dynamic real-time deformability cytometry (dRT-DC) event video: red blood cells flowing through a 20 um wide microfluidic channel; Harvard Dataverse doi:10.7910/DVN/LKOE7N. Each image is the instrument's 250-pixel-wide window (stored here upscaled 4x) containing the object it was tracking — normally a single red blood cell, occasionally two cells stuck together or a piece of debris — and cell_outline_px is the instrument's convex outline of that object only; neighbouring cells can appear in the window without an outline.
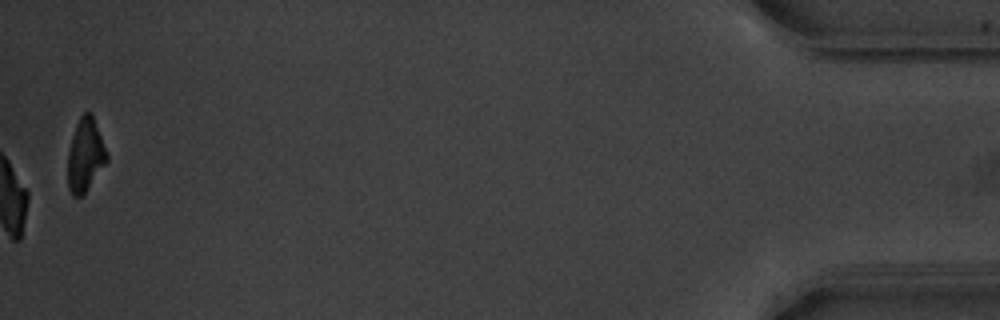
{"species": "common noctule bat (a hibernating species)", "species_latin": "Nyctalus noctula", "temperature_condition": "warm", "stored_images_in_passage": 48, "camera_frame_rate_fps": 3000, "um_per_image_px": 0.085, "animal": {"sex": "male", "body_mass_g": 20.1, "forearm_length_mm": 53.5}, "frame": {"image": 1, "passage_image": 48, "time_ms": 15.667, "image_size_px": [1000, 320], "cell_outline_px": [[108, 160], [84, 192], [80, 196], [72, 196], [68, 188], [68, 152], [72, 136], [76, 124], [80, 116], [84, 112], [92, 112], [108, 156]], "centroid_in_image_um": [7.24, 13.15], "position_along_channel_um": 428.0, "area_um2": 16.36}, "authors_computed_cell_mechanics": {"area_um2": 18.3804, "velocity_mm_per_s": 3.8342, "shape_relaxation_time_tau1_ms": 2.1264, "shape_relaxation_time_tau2_ms": 2.3532, "deformation_change_tau1": 0.1267, "deformation_change_tau2": 0.0641}}